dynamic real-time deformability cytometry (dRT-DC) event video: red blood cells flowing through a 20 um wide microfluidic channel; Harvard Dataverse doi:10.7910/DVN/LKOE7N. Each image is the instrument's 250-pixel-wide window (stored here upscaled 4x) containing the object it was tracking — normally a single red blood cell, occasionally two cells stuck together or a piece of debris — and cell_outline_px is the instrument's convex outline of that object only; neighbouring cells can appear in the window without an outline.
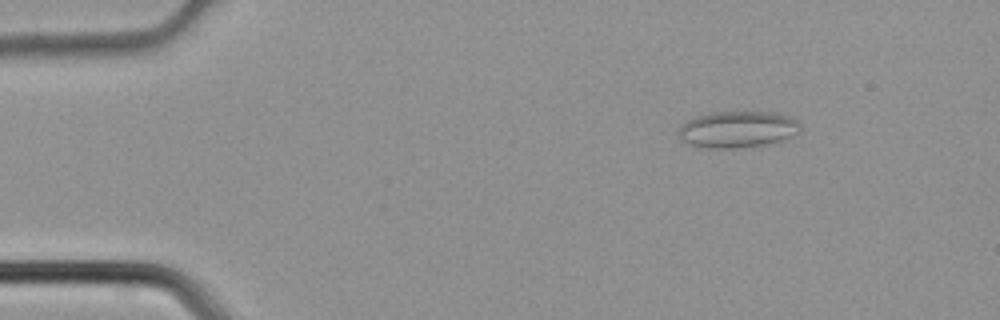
{"species": "common noctule bat (a hibernating species)", "species_latin": "Nyctalus noctula", "temperature_condition": "cold", "stored_images_in_passage": 42, "camera_frame_rate_fps": 3000, "um_per_image_px": 0.085, "animal": {"sex": "male", "body_mass_g": 21.5, "forearm_length_mm": 52.0}, "frame": {"image": 1, "passage_image": 4, "time_ms": 1.0, "image_size_px": [1000, 320], "cell_outline_px": [[800, 132], [784, 140], [768, 144], [736, 148], [704, 148], [680, 140], [676, 136], [676, 132], [688, 120], [696, 116], [716, 112], [772, 112], [788, 116], [800, 120]], "centroid_in_image_um": [62.72, 11.0], "position_along_channel_um": 22.3, "area_um2": 26.13}}
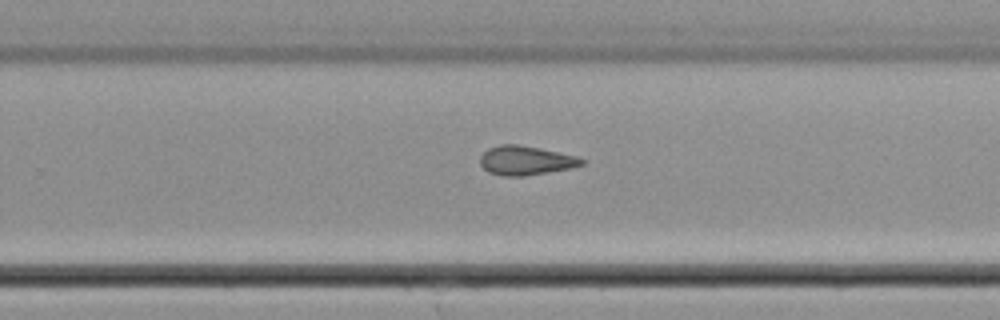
{"frame": {"image": 2, "passage_image": 26, "time_ms": 8.333, "image_size_px": [1000, 320], "cell_outline_px": [[584, 164], [568, 168], [524, 176], [500, 176], [488, 172], [480, 164], [480, 156], [488, 148], [500, 144], [516, 144], [540, 148], [576, 156], [584, 160]], "centroid_in_image_um": [44.63, 13.63], "position_along_channel_um": 285.2, "area_um2": 17.11}}
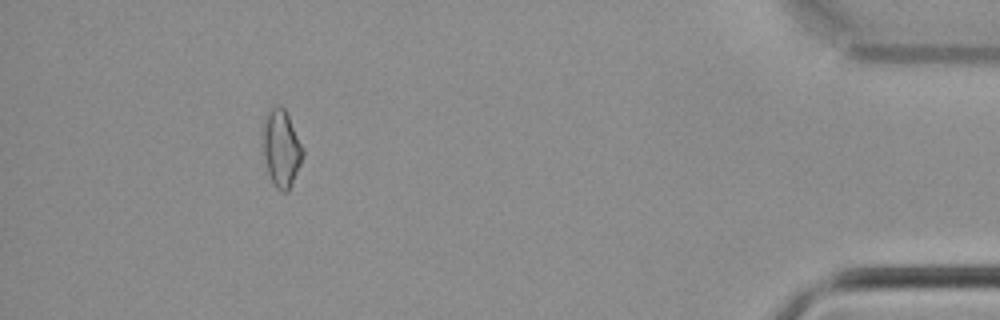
{"frame": {"image": 3, "passage_image": 38, "time_ms": 12.333, "image_size_px": [1000, 320], "cell_outline_px": [[304, 156], [288, 192], [284, 192], [276, 188], [268, 172], [264, 160], [260, 136], [260, 132], [264, 116], [272, 108], [280, 104], [284, 108], [304, 148]], "centroid_in_image_um": [23.87, 12.57], "position_along_channel_um": 411.3, "area_um2": 18.38}}